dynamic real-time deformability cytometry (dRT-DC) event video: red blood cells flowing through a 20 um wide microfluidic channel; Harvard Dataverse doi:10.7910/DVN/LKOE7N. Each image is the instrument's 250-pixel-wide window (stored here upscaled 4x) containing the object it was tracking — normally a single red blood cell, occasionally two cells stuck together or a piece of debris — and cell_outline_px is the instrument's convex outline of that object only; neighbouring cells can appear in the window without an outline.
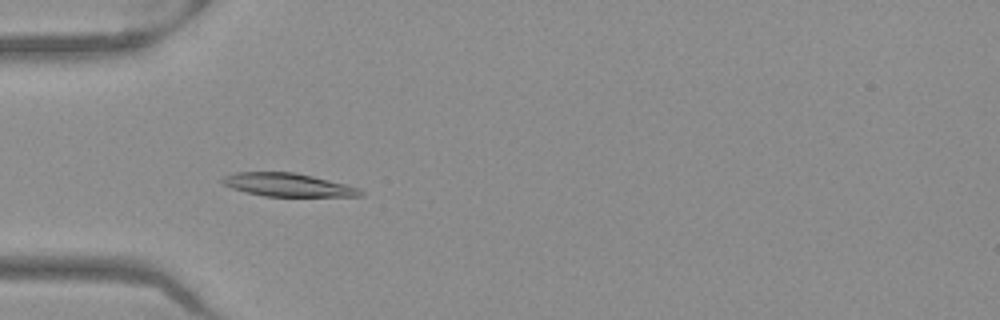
{"species": "Egyptian fruit bat (a non-hibernating species)", "species_latin": "Rousettus aegyptiacus", "temperature_condition": "warm", "stored_images_in_passage": 40, "camera_frame_rate_fps": 3000, "um_per_image_px": 0.085, "frame": {"image": 1, "passage_image": 5, "time_ms": 1.333, "image_size_px": [1000, 320], "cell_outline_px": [[364, 196], [264, 196], [232, 188], [224, 184], [220, 180], [224, 176], [236, 172], [296, 172], [344, 184], [356, 188], [364, 192]], "centroid_in_image_um": [24.44, 15.71], "position_along_channel_um": 60.6, "area_um2": 18.38}}
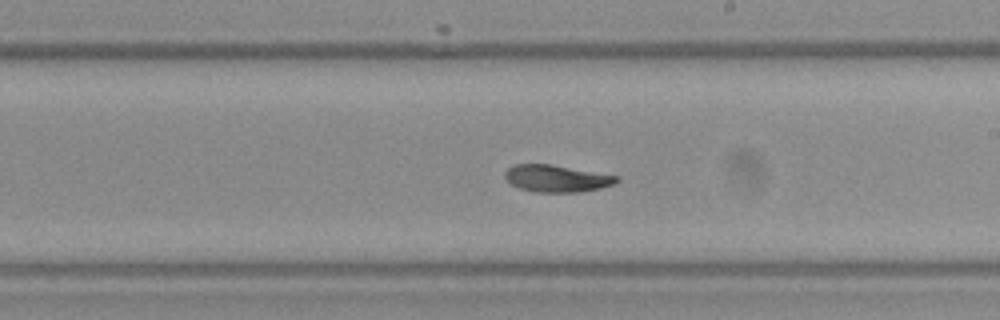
{"frame": {"image": 2, "passage_image": 19, "time_ms": 6.0, "image_size_px": [1000, 320], "cell_outline_px": [[620, 180], [616, 184], [600, 188], [580, 192], [536, 192], [520, 188], [512, 184], [504, 176], [504, 172], [512, 164], [552, 164], [620, 176]], "centroid_in_image_um": [47.35, 15.16], "position_along_channel_um": 241.6, "area_um2": 17.74}}
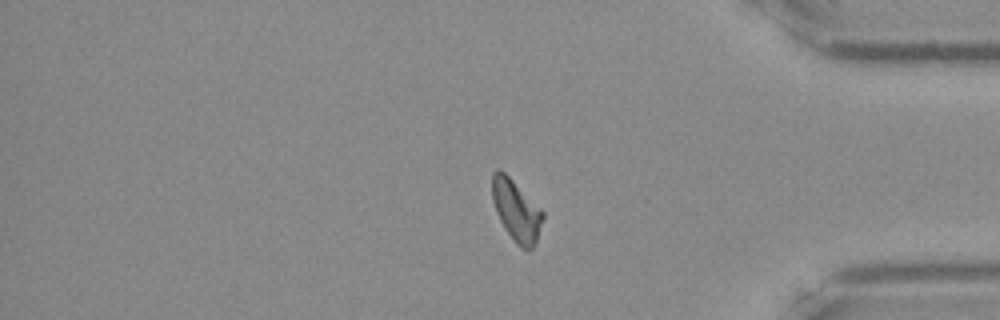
{"frame": {"image": 3, "passage_image": 32, "time_ms": 10.333, "image_size_px": [1000, 320], "cell_outline_px": [[544, 216], [536, 240], [532, 248], [528, 252], [516, 244], [504, 228], [496, 212], [492, 200], [492, 172], [496, 168], [500, 168], [544, 212]], "centroid_in_image_um": [43.86, 17.9], "position_along_channel_um": 391.3, "area_um2": 17.92}, "authors_computed_cell_mechanics": {"area_um2": 17.8602, "velocity_mm_per_s": 3.9459, "shape_relaxation_time_tau1_ms": 5.1291, "shape_relaxation_time_tau2_ms": null, "deformation_change_tau1": 0.1498, "deformation_change_tau2": null}}